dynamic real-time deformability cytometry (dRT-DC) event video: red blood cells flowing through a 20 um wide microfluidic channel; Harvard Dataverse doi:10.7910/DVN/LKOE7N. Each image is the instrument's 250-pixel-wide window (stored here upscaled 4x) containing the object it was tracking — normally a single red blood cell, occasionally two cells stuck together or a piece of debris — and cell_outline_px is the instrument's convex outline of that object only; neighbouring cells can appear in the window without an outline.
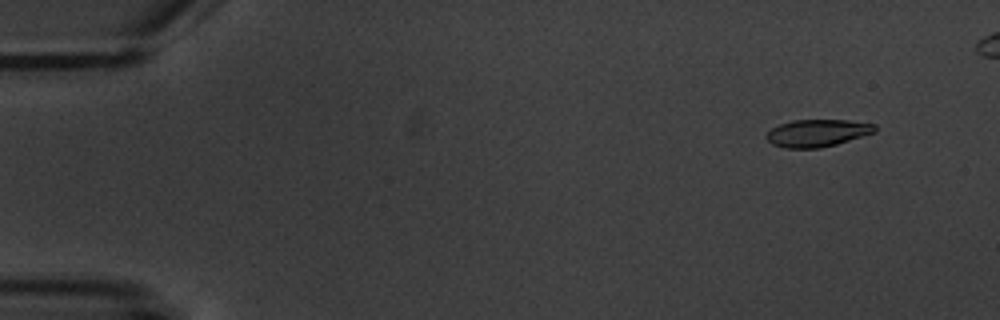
{"species": "common noctule bat (a hibernating species)", "species_latin": "Nyctalus noctula", "temperature_condition": "warm", "stored_images_in_passage": 8, "camera_frame_rate_fps": 3000, "um_per_image_px": 0.085, "animal": {"sex": "male", "body_mass_g": 20.1, "forearm_length_mm": 53.5}, "frame": {"image": 1, "passage_image": 2, "time_ms": 1.333, "image_size_px": [1000, 320], "cell_outline_px": [[876, 132], [836, 144], [820, 148], [784, 148], [772, 144], [768, 140], [768, 132], [772, 128], [780, 124], [792, 120], [848, 120], [876, 124]], "centroid_in_image_um": [69.5, 11.3], "position_along_channel_um": 15.5, "area_um2": 17.17}}